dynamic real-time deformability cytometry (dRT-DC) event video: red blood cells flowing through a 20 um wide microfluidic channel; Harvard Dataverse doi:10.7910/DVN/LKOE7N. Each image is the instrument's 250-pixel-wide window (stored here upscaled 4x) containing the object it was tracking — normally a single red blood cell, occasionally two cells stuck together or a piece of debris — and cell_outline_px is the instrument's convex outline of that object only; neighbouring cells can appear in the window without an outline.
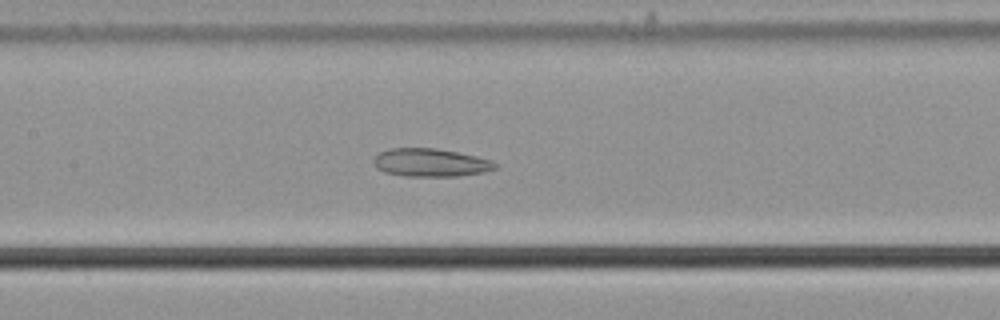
{"species": "common noctule bat (a hibernating species)", "species_latin": "Nyctalus noctula", "temperature_condition": "cold", "stored_images_in_passage": 55, "camera_frame_rate_fps": 3000, "um_per_image_px": 0.085, "animal": {"sex": "male", "body_mass_g": 21.5, "forearm_length_mm": 52.0}, "frame": {"image": 1, "passage_image": 27, "time_ms": 8.667, "image_size_px": [1000, 320], "cell_outline_px": [[496, 168], [484, 172], [460, 176], [404, 176], [384, 172], [376, 168], [372, 160], [380, 152], [388, 148], [436, 148], [476, 156], [492, 160], [496, 164]], "centroid_in_image_um": [36.57, 13.82], "position_along_channel_um": 170.8, "area_um2": 19.94}}
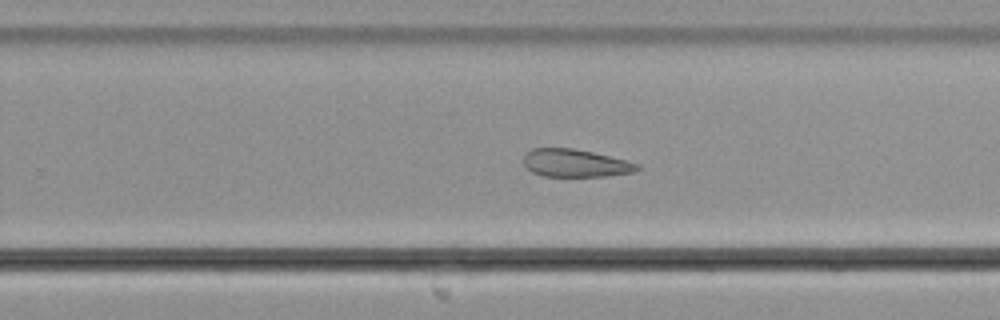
{"frame": {"image": 2, "passage_image": 36, "time_ms": 11.667, "image_size_px": [1000, 320], "cell_outline_px": [[640, 168], [636, 172], [604, 176], [544, 176], [532, 172], [524, 164], [524, 156], [532, 148], [572, 148], [592, 152], [640, 164]], "centroid_in_image_um": [48.91, 13.87], "position_along_channel_um": 280.9, "area_um2": 18.21}}
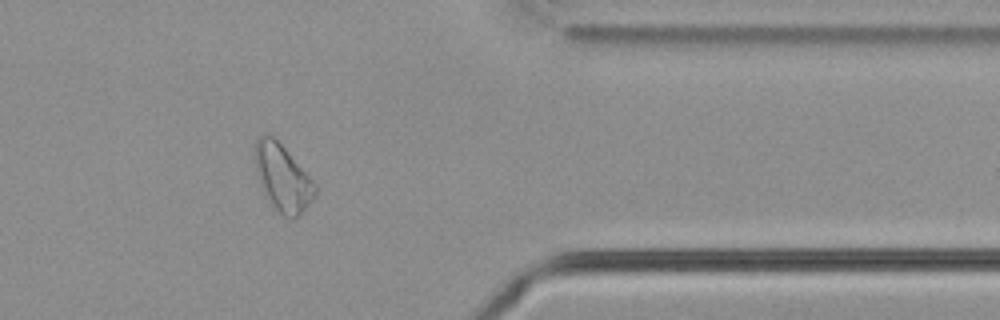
{"frame": {"image": 3, "passage_image": 46, "time_ms": 15.0, "image_size_px": [1000, 320], "cell_outline_px": [[316, 192], [312, 200], [300, 216], [292, 220], [288, 220], [276, 212], [272, 208], [260, 184], [256, 172], [256, 140], [260, 136], [268, 132], [284, 148], [316, 184]], "centroid_in_image_um": [24.03, 15.19], "position_along_channel_um": 387.4, "area_um2": 23.29}}